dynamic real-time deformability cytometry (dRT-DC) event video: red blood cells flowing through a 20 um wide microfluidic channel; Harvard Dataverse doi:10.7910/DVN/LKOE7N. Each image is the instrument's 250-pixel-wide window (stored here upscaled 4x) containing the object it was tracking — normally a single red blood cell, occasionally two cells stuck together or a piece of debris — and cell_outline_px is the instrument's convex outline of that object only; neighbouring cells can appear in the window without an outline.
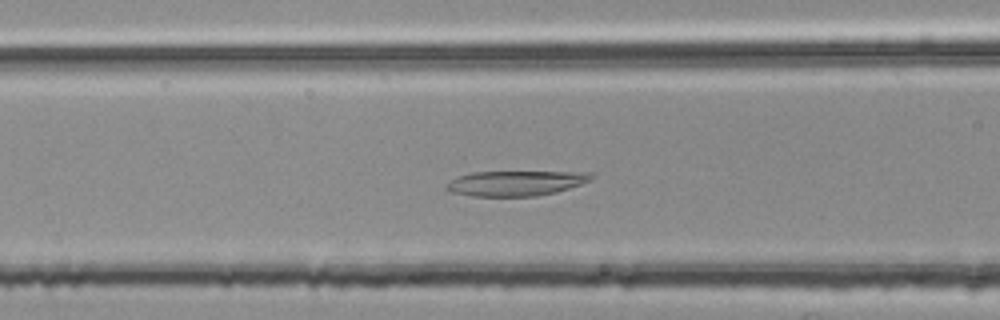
{"species": "common noctule bat (a hibernating species)", "species_latin": "Nyctalus noctula", "temperature_condition": "room temperature", "stored_images_in_passage": 51, "segment_of_instrument_passage": [2, 2], "camera_frame_rate_fps": 3000, "um_per_image_px": 0.085, "animal": {"sex": "female", "body_mass_g": 25.1}, "frame": {"image": 1, "passage_image": 21, "time_ms": 6.667, "image_size_px": [1000, 320], "cell_outline_px": [[596, 176], [580, 184], [556, 192], [536, 196], [472, 196], [452, 192], [444, 188], [452, 180], [460, 176], [472, 172], [592, 172]], "centroid_in_image_um": [43.86, 15.57], "position_along_channel_um": 122.7, "area_um2": 20.92}}
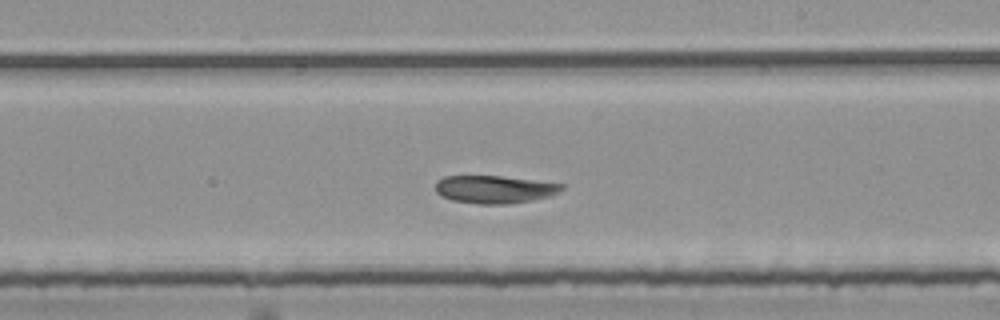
{"frame": {"image": 2, "passage_image": 31, "time_ms": 10.0, "image_size_px": [1000, 320], "cell_outline_px": [[564, 188], [560, 192], [548, 196], [532, 200], [508, 204], [476, 204], [452, 200], [440, 196], [436, 192], [436, 180], [444, 176], [500, 176], [564, 184]], "centroid_in_image_um": [42.0, 16.1], "position_along_channel_um": 247.0, "area_um2": 20.46}}
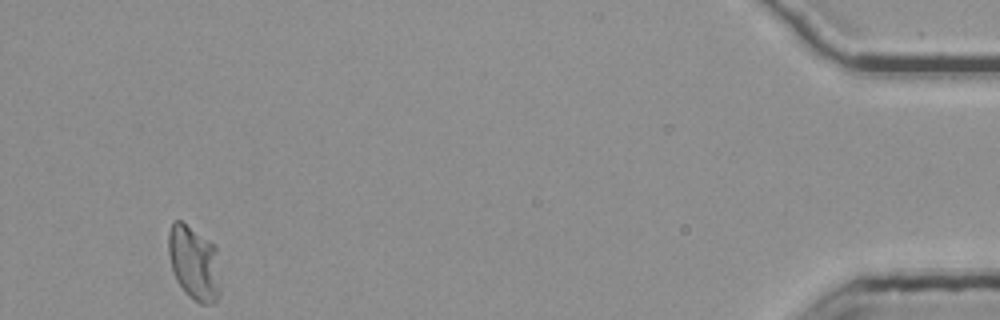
{"frame": {"image": 3, "passage_image": 51, "time_ms": 16.667, "image_size_px": [1000, 320], "cell_outline_px": [[220, 292], [216, 300], [212, 304], [200, 304], [188, 296], [176, 280], [172, 272], [168, 252], [168, 232], [172, 224], [176, 220], [180, 220], [216, 244], [220, 288]], "centroid_in_image_um": [16.49, 22.35], "position_along_channel_um": 418.7, "area_um2": 22.77}}